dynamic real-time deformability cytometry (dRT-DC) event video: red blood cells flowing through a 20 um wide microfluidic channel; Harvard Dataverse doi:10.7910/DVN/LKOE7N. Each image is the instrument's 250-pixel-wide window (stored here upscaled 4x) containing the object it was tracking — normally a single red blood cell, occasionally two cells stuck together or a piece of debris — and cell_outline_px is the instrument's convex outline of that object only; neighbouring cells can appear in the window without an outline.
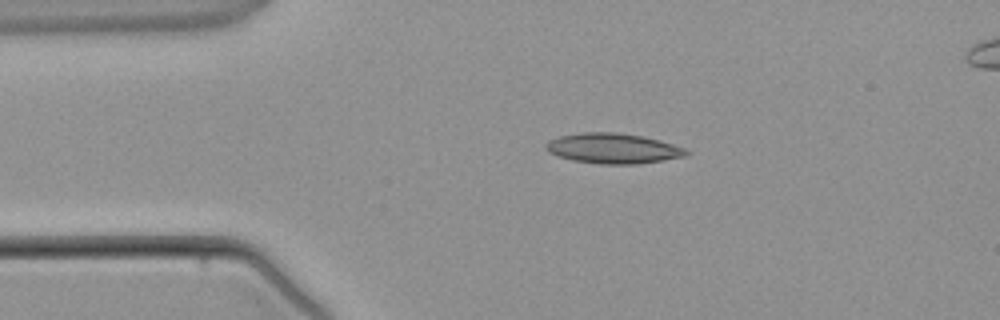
{"species": "common noctule bat (a hibernating species)", "species_latin": "Nyctalus noctula", "temperature_condition": "warm", "stored_images_in_passage": 4, "camera_frame_rate_fps": 3000, "um_per_image_px": 0.085, "animal": {"sex": "male", "body_mass_g": 21.5, "forearm_length_mm": 52.0}, "frame": {"image": 1, "passage_image": 3, "time_ms": 2.333, "image_size_px": [1000, 320], "cell_outline_px": [[688, 152], [684, 156], [664, 160], [636, 164], [600, 164], [572, 160], [556, 156], [548, 152], [544, 148], [544, 144], [548, 140], [560, 136], [580, 132], [616, 132], [640, 136], [672, 144], [684, 148]], "centroid_in_image_um": [52.01, 12.62], "position_along_channel_um": 33.0, "area_um2": 24.62}}